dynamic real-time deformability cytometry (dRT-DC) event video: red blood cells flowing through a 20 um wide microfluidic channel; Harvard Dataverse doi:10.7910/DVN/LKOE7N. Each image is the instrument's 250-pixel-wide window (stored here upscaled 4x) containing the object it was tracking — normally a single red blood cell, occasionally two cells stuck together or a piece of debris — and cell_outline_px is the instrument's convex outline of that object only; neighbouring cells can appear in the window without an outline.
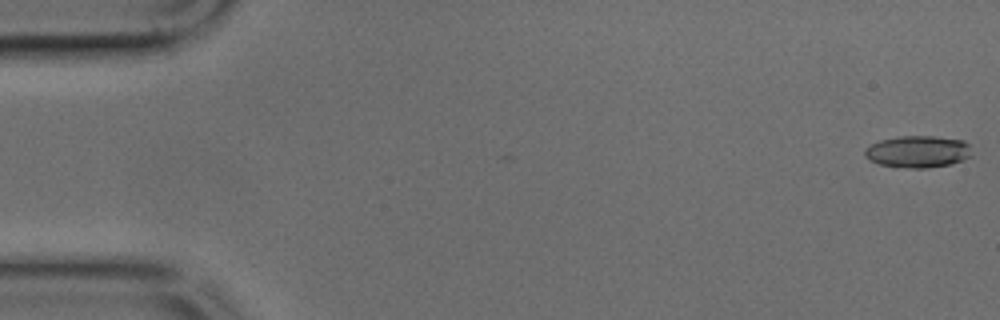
{"species": "common noctule bat (a hibernating species)", "species_latin": "Nyctalus noctula", "temperature_condition": "cold", "stored_images_in_passage": 48, "camera_frame_rate_fps": 3000, "um_per_image_px": 0.085, "animal": {"sex": "male", "body_mass_g": 17.9, "forearm_length_mm": 54.2}, "frame": {"image": 1, "passage_image": 1, "time_ms": 0.0, "image_size_px": [1000, 320], "cell_outline_px": [[972, 156], [964, 160], [952, 164], [924, 168], [912, 168], [880, 164], [864, 156], [864, 152], [872, 144], [880, 140], [900, 136], [936, 136], [964, 140], [968, 144]], "centroid_in_image_um": [78.08, 12.88], "position_along_channel_um": 6.9, "area_um2": 19.77}}
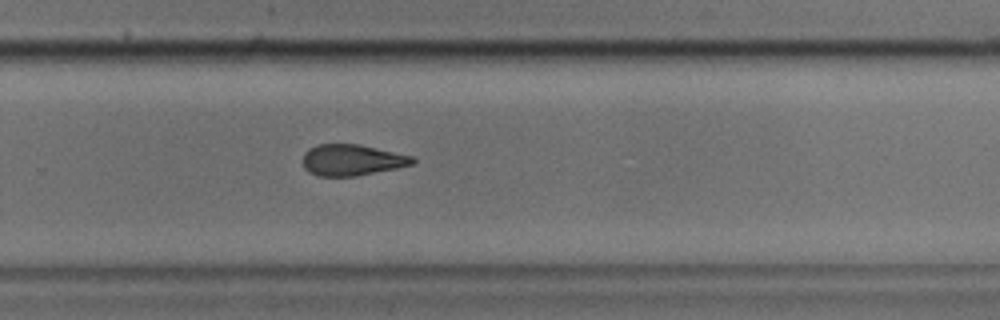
{"frame": {"image": 2, "passage_image": 32, "time_ms": 10.333, "image_size_px": [1000, 320], "cell_outline_px": [[416, 160], [412, 164], [396, 168], [356, 176], [320, 176], [308, 172], [304, 168], [304, 152], [308, 148], [316, 144], [360, 144], [412, 156]], "centroid_in_image_um": [29.89, 13.59], "position_along_channel_um": 299.9, "area_um2": 19.88}}
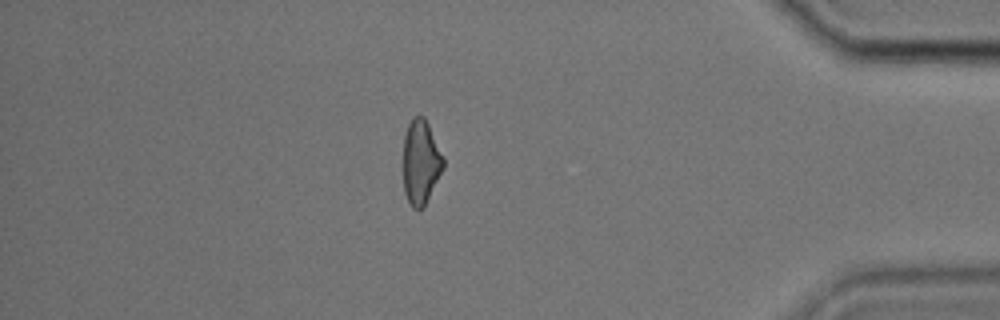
{"frame": {"image": 3, "passage_image": 42, "time_ms": 13.667, "image_size_px": [1000, 320], "cell_outline_px": [[444, 168], [424, 208], [412, 208], [404, 192], [404, 136], [408, 124], [412, 116], [424, 116], [428, 124], [444, 160]], "centroid_in_image_um": [35.77, 13.79], "position_along_channel_um": 399.4, "area_um2": 19.59}}